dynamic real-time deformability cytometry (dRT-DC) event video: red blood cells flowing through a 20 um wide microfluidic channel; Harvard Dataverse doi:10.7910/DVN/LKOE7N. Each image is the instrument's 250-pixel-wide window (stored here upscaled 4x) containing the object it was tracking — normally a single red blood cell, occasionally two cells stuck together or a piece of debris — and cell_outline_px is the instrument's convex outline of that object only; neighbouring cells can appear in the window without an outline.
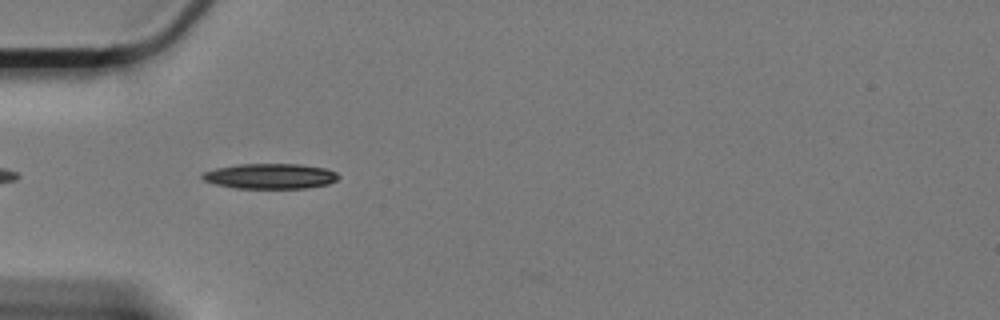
{"species": "Egyptian fruit bat (a non-hibernating species)", "species_latin": "Rousettus aegyptiacus", "temperature_condition": "cold", "stored_images_in_passage": 17, "camera_frame_rate_fps": 3000, "um_per_image_px": 0.085, "animal": {"sex": "female"}, "frame": {"image": 1, "passage_image": 3, "time_ms": 0.667, "image_size_px": [1000, 320], "cell_outline_px": [[340, 176], [336, 180], [328, 184], [308, 188], [236, 188], [216, 184], [204, 180], [200, 176], [204, 172], [216, 168], [236, 164], [300, 164], [324, 168], [336, 172]], "centroid_in_image_um": [22.98, 14.97], "position_along_channel_um": 62.0, "area_um2": 20.0}}
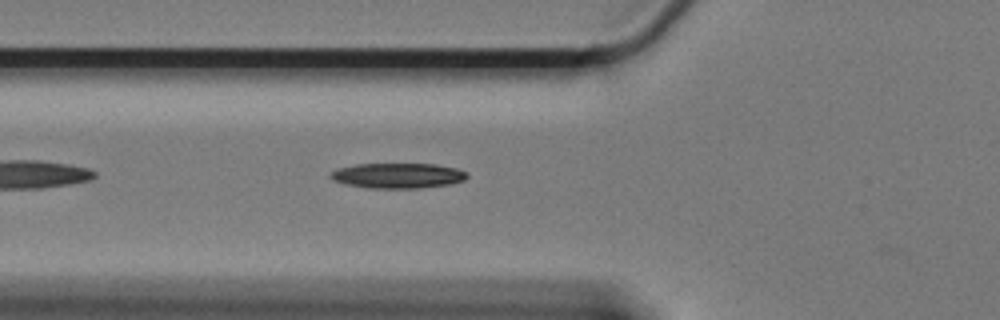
{"frame": {"image": 2, "passage_image": 6, "time_ms": 1.667, "image_size_px": [1000, 320], "cell_outline_px": [[468, 176], [464, 180], [452, 184], [420, 188], [368, 188], [344, 184], [332, 180], [328, 176], [336, 168], [356, 164], [436, 164], [456, 168], [468, 172]], "centroid_in_image_um": [33.81, 14.93], "position_along_channel_um": 92.0, "area_um2": 20.29}}
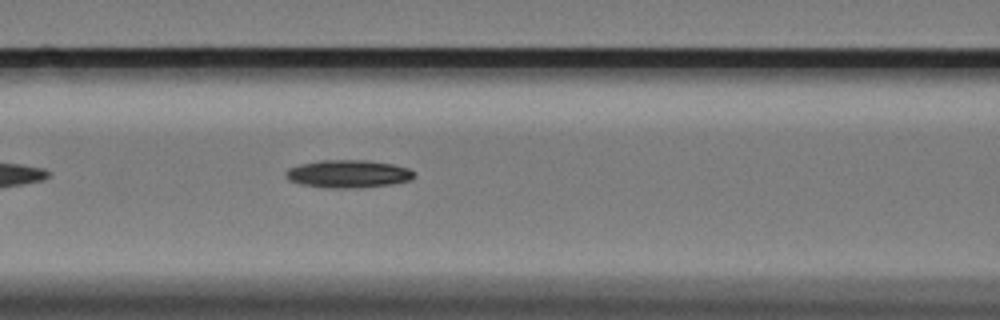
{"frame": {"image": 3, "passage_image": 10, "time_ms": 3.0, "image_size_px": [1000, 320], "cell_outline_px": [[416, 176], [412, 180], [392, 184], [360, 188], [328, 188], [300, 184], [288, 180], [284, 172], [288, 168], [300, 164], [320, 160], [368, 160], [392, 164], [408, 168], [416, 172]], "centroid_in_image_um": [29.62, 14.78], "position_along_channel_um": 137.0, "area_um2": 21.1}}